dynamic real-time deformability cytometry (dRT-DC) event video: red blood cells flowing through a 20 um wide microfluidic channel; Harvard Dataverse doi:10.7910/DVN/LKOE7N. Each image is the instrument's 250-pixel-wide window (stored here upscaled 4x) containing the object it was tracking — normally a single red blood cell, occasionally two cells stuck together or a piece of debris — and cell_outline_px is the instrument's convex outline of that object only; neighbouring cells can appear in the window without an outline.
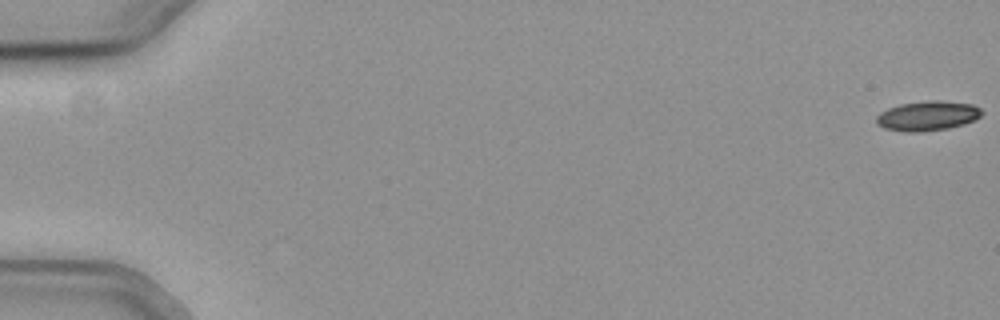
{"species": "common noctule bat (a hibernating species)", "species_latin": "Nyctalus noctula", "temperature_condition": "cold", "stored_images_in_passage": 56, "camera_frame_rate_fps": 3000, "um_per_image_px": 0.085, "animal": {"sex": "female", "body_mass_g": 19.3, "forearm_length_mm": 54.1}, "frame": {"image": 1, "passage_image": 1, "time_ms": 0.0, "image_size_px": [1000, 320], "cell_outline_px": [[984, 112], [980, 116], [964, 124], [948, 128], [916, 132], [908, 132], [884, 128], [876, 120], [876, 116], [880, 112], [888, 108], [900, 104], [932, 100], [940, 100], [972, 104], [980, 108]], "centroid_in_image_um": [78.85, 9.83], "position_along_channel_um": 6.1, "area_um2": 18.03}}
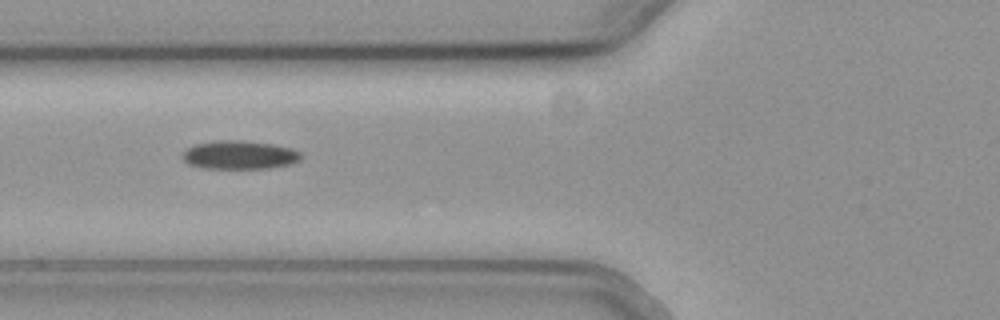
{"frame": {"image": 2, "passage_image": 23, "time_ms": 7.333, "image_size_px": [1000, 320], "cell_outline_px": [[300, 160], [292, 164], [268, 168], [204, 168], [188, 164], [184, 160], [184, 152], [188, 148], [196, 144], [220, 140], [236, 140], [272, 144], [288, 148], [300, 152]], "centroid_in_image_um": [20.36, 13.18], "position_along_channel_um": 105.4, "area_um2": 19.31}}
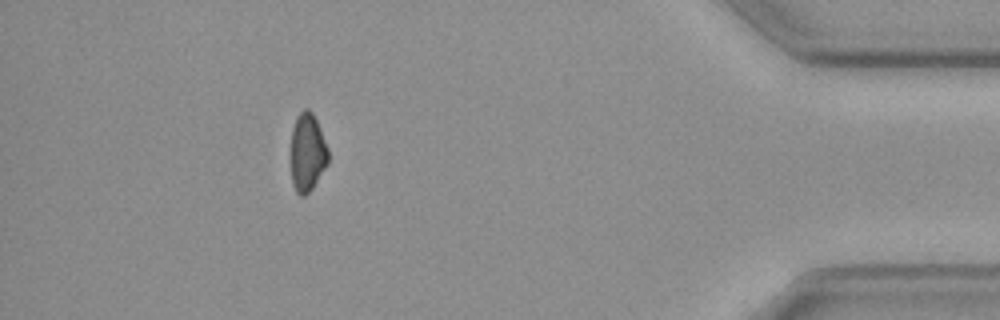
{"frame": {"image": 3, "passage_image": 51, "time_ms": 16.667, "image_size_px": [1000, 320], "cell_outline_px": [[328, 164], [312, 188], [304, 196], [300, 196], [296, 192], [292, 184], [292, 128], [296, 116], [304, 108], [308, 108], [312, 112], [320, 128], [328, 148]], "centroid_in_image_um": [26.14, 12.94], "position_along_channel_um": 409.1, "area_um2": 16.94}}